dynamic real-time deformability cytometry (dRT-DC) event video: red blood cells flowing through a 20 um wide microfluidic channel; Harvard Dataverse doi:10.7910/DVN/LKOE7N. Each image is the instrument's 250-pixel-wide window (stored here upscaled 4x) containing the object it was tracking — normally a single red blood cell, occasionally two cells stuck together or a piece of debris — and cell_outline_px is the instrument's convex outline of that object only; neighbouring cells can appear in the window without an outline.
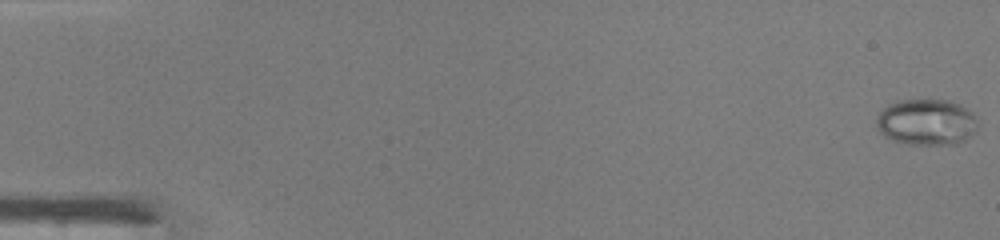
{"species": "common noctule bat (a hibernating species)", "species_latin": "Nyctalus noctula", "temperature_condition": "warm", "stored_images_in_passage": 48, "camera_frame_rate_fps": 3000, "um_per_image_px": 0.085, "animal": {"sex": "male", "body_mass_g": 19.0, "forearm_length_mm": 50.8}, "frame": {"image": 1, "passage_image": 1, "time_ms": 0.0, "image_size_px": [1000, 240], "cell_outline_px": [[976, 132], [964, 140], [956, 144], [908, 144], [892, 140], [884, 136], [880, 132], [876, 124], [876, 120], [880, 112], [888, 104], [896, 100], [948, 100], [960, 104], [972, 112], [976, 116]], "centroid_in_image_um": [78.75, 10.37], "position_along_channel_um": 6.3, "area_um2": 27.34}}
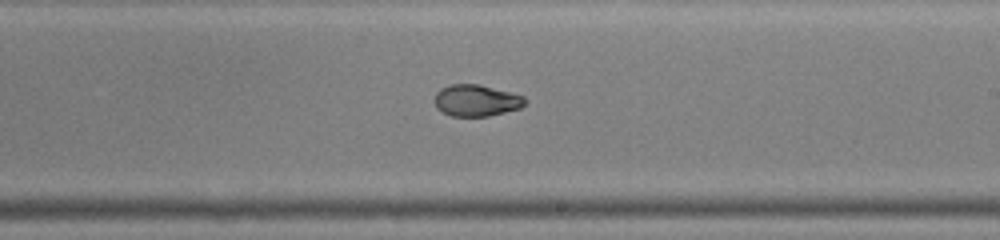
{"frame": {"image": 2, "passage_image": 29, "time_ms": 9.333, "image_size_px": [1000, 240], "cell_outline_px": [[528, 100], [520, 108], [488, 116], [452, 116], [436, 108], [436, 92], [440, 88], [452, 84], [476, 84], [524, 96]], "centroid_in_image_um": [40.48, 8.54], "position_along_channel_um": 248.5, "area_um2": 16.36}}
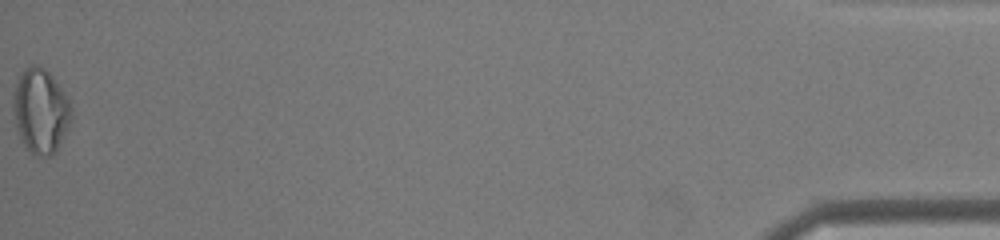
{"frame": {"image": 3, "passage_image": 48, "time_ms": 15.667, "image_size_px": [1000, 240], "cell_outline_px": [[72, 120], [56, 152], [52, 156], [36, 156], [20, 140], [16, 128], [12, 108], [12, 92], [16, 80], [20, 72], [24, 68], [32, 64], [40, 64], [52, 76], [64, 92], [72, 108]], "centroid_in_image_um": [3.42, 9.41], "position_along_channel_um": 431.8, "area_um2": 29.25}, "authors_computed_cell_mechanics": {"area_um2": 20.6346, "velocity_mm_per_s": 4.3642, "shape_relaxation_time_tau1_ms": null, "shape_relaxation_time_tau2_ms": 1.8495, "deformation_change_tau1": null, "deformation_change_tau2": 0.0553}}